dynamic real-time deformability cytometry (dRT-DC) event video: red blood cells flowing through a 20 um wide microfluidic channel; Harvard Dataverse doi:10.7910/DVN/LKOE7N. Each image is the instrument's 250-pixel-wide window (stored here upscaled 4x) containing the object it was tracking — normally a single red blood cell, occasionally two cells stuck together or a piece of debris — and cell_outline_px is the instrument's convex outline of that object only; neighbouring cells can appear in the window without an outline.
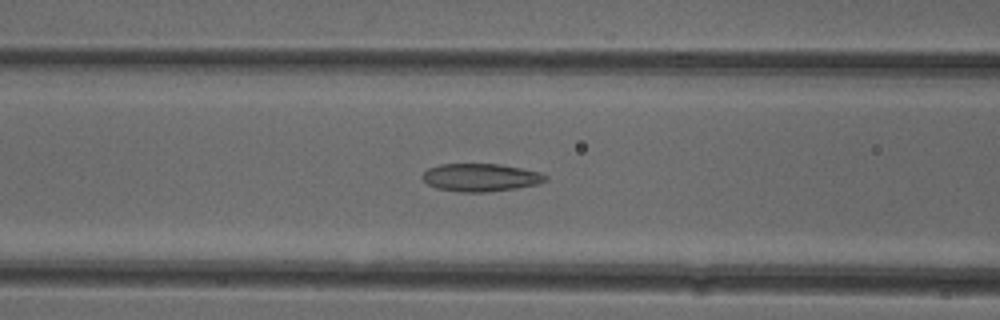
{"species": "common noctule bat (a hibernating species)", "species_latin": "Nyctalus noctula", "temperature_condition": "cold", "stored_images_in_passage": 52, "camera_frame_rate_fps": 3000, "um_per_image_px": 0.085, "animal": {"sex": "female"}, "frame": {"image": 1, "passage_image": 21, "time_ms": 6.667, "image_size_px": [1000, 320], "cell_outline_px": [[548, 180], [536, 184], [516, 188], [488, 192], [460, 192], [436, 188], [428, 184], [420, 176], [428, 168], [440, 164], [500, 164], [540, 172], [548, 176]], "centroid_in_image_um": [40.84, 15.08], "position_along_channel_um": 125.8, "area_um2": 20.0}}
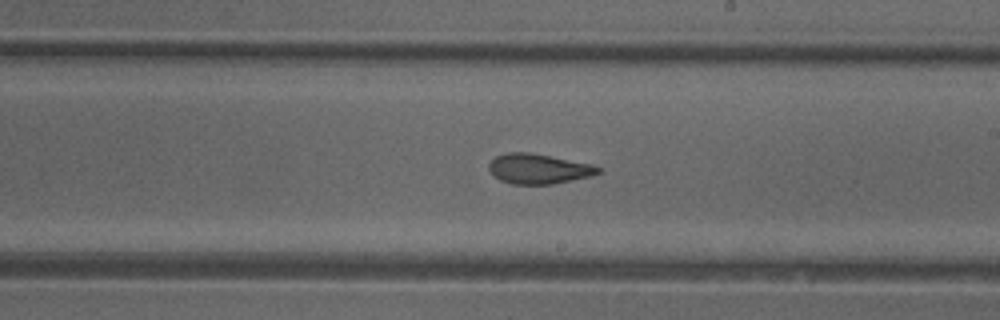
{"frame": {"image": 2, "passage_image": 30, "time_ms": 9.667, "image_size_px": [1000, 320], "cell_outline_px": [[604, 172], [592, 176], [552, 184], [512, 184], [500, 180], [488, 168], [488, 164], [496, 156], [508, 152], [532, 152], [592, 164], [600, 168]], "centroid_in_image_um": [45.82, 14.34], "position_along_channel_um": 243.2, "area_um2": 19.19}}
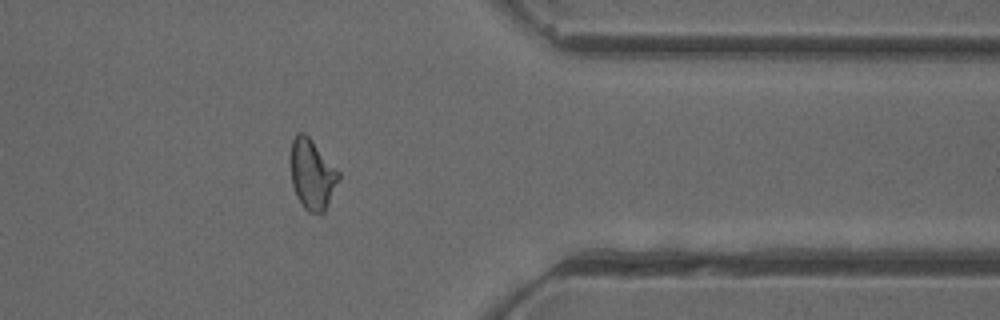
{"frame": {"image": 3, "passage_image": 42, "time_ms": 13.667, "image_size_px": [1000, 320], "cell_outline_px": [[340, 180], [324, 212], [308, 212], [304, 208], [296, 196], [292, 184], [292, 140], [296, 132], [304, 132], [312, 140], [340, 172]], "centroid_in_image_um": [26.56, 14.82], "position_along_channel_um": 384.8, "area_um2": 19.42}, "authors_computed_cell_mechanics": {"area_um2": 20.3167, "velocity_mm_per_s": 3.9214, "shape_relaxation_time_tau1_ms": null, "shape_relaxation_time_tau2_ms": 2.04, "deformation_change_tau1": null, "deformation_change_tau2": 0.1017}}